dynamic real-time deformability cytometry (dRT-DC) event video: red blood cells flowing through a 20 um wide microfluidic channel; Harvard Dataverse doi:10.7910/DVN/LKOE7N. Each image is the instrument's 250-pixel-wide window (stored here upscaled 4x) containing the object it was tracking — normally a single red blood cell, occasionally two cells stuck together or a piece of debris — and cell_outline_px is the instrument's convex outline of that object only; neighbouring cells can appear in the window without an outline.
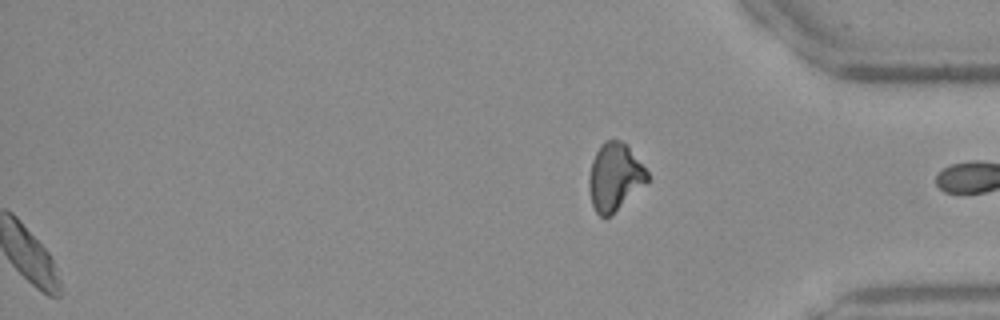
{"species": "Egyptian fruit bat (a non-hibernating species)", "species_latin": "Rousettus aegyptiacus", "temperature_condition": "warm", "stored_images_in_passage": 40, "segment_of_instrument_passage": [2, 2], "camera_frame_rate_fps": 3000, "um_per_image_px": 0.085, "frame": {"image": 1, "passage_image": 40, "time_ms": 13.0, "image_size_px": [1000, 320], "cell_outline_px": [[648, 180], [608, 216], [600, 216], [596, 212], [592, 204], [588, 188], [588, 176], [592, 160], [600, 144], [604, 140], [620, 140], [628, 144], [648, 172]], "centroid_in_image_um": [52.22, 14.97], "position_along_channel_um": 383.0, "area_um2": 22.6}}